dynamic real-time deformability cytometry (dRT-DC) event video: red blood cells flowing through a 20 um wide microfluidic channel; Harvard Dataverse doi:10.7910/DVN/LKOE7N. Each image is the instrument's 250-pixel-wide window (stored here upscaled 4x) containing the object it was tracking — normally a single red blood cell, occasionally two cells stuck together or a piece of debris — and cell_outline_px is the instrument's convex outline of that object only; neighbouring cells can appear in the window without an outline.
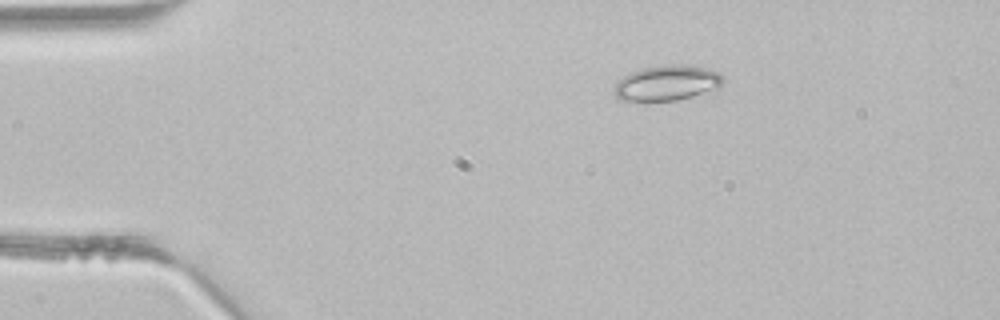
{"species": "common noctule bat (a hibernating species)", "species_latin": "Nyctalus noctula", "temperature_condition": "room temperature", "stored_images_in_passage": 37, "camera_frame_rate_fps": 3000, "um_per_image_px": 0.085, "animal": {"sex": "male", "body_mass_g": 21.5, "forearm_length_mm": 52.0}, "frame": {"image": 1, "passage_image": 1, "time_ms": 0.0, "image_size_px": [1000, 320], "cell_outline_px": [[724, 80], [716, 88], [692, 96], [676, 100], [620, 100], [612, 92], [612, 88], [624, 76], [632, 72], [644, 68], [672, 64], [680, 64], [704, 68], [720, 72], [724, 76]], "centroid_in_image_um": [56.68, 7.05], "position_along_channel_um": 28.3, "area_um2": 21.96}}
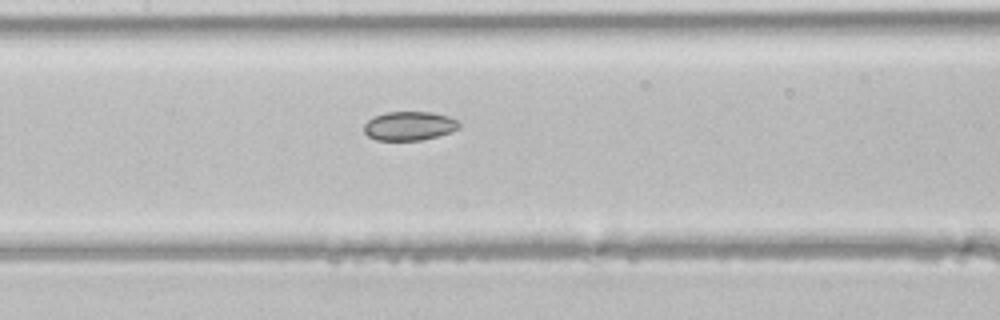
{"frame": {"image": 2, "passage_image": 14, "time_ms": 4.333, "image_size_px": [1000, 320], "cell_outline_px": [[460, 128], [452, 132], [424, 140], [376, 140], [368, 136], [364, 132], [364, 124], [372, 116], [384, 112], [432, 112], [448, 116], [456, 120], [460, 124]], "centroid_in_image_um": [34.78, 10.7], "position_along_channel_um": 172.6, "area_um2": 16.24}}
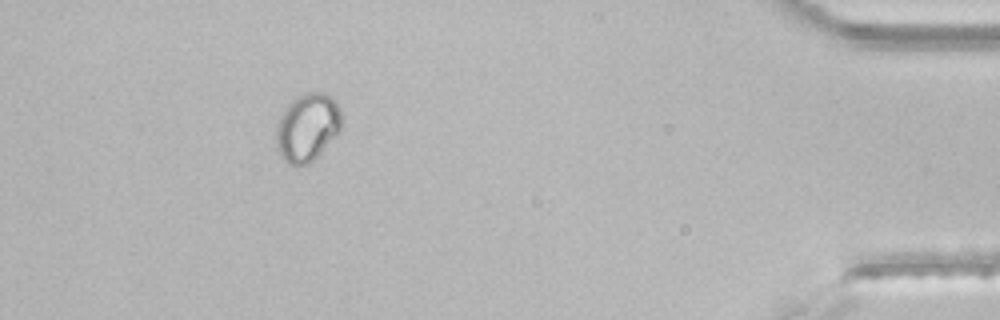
{"frame": {"image": 3, "passage_image": 33, "time_ms": 10.667, "image_size_px": [1000, 320], "cell_outline_px": [[340, 128], [336, 136], [308, 164], [296, 168], [288, 164], [280, 156], [276, 148], [276, 128], [280, 116], [288, 104], [296, 96], [304, 92], [324, 92], [332, 96], [336, 100], [340, 108]], "centroid_in_image_um": [26.1, 10.83], "position_along_channel_um": 409.1, "area_um2": 26.13}}